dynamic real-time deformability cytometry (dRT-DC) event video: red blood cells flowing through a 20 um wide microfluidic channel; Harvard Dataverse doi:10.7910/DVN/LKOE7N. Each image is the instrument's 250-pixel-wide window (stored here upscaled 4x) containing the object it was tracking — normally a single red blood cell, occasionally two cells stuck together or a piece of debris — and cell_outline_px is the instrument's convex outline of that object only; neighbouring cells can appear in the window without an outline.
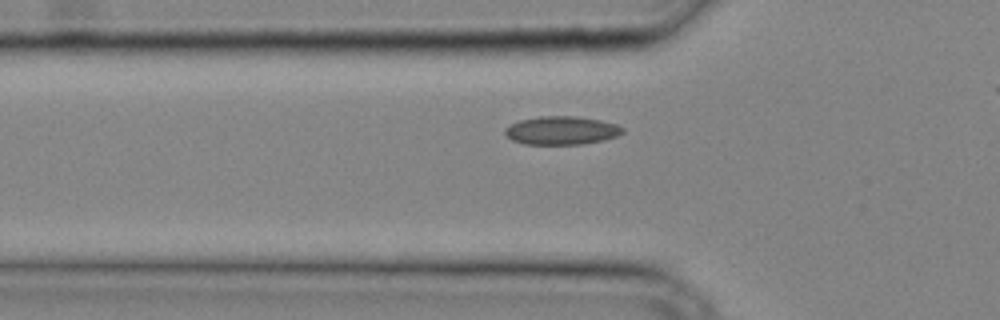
{"species": "common noctule bat (a hibernating species)", "species_latin": "Nyctalus noctula", "temperature_condition": "cold", "stored_images_in_passage": 30, "camera_frame_rate_fps": 3000, "um_per_image_px": 0.085, "animal": {"sex": "male", "body_mass_g": 20.4}, "frame": {"image": 1, "passage_image": 10, "time_ms": 3.0, "image_size_px": [1000, 320], "cell_outline_px": [[624, 132], [616, 136], [604, 140], [580, 144], [524, 144], [512, 140], [504, 132], [504, 128], [520, 120], [540, 116], [580, 116], [600, 120], [616, 124], [624, 128]], "centroid_in_image_um": [47.74, 11.08], "position_along_channel_um": 78.1, "area_um2": 19.42}}
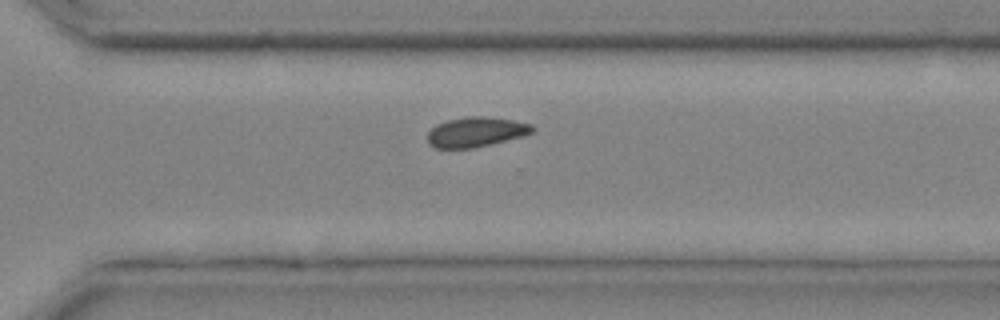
{"frame": {"image": 2, "passage_image": 24, "time_ms": 7.667, "image_size_px": [1000, 320], "cell_outline_px": [[536, 132], [524, 136], [472, 148], [436, 148], [428, 144], [428, 132], [436, 124], [448, 120], [468, 116], [484, 116], [512, 120], [532, 124], [536, 128]], "centroid_in_image_um": [40.49, 11.21], "position_along_channel_um": 330.1, "area_um2": 18.32}}
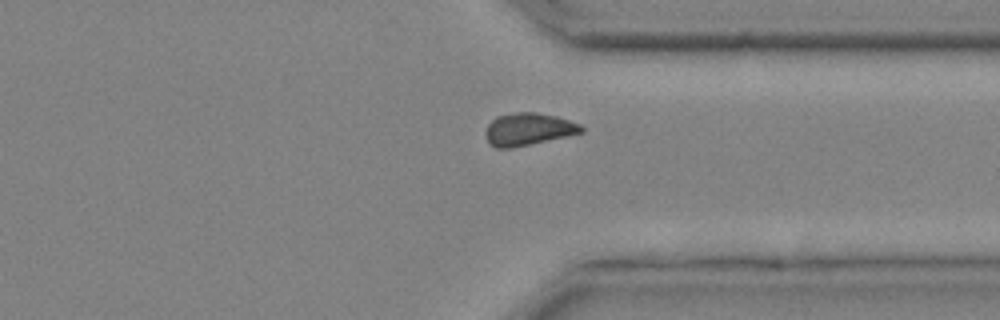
{"frame": {"image": 3, "passage_image": 26, "time_ms": 8.333, "image_size_px": [1000, 320], "cell_outline_px": [[584, 132], [512, 148], [496, 148], [488, 144], [484, 132], [488, 124], [496, 116], [516, 112], [536, 112], [556, 116], [580, 124], [584, 128]], "centroid_in_image_um": [44.87, 10.98], "position_along_channel_um": 366.5, "area_um2": 18.15}}